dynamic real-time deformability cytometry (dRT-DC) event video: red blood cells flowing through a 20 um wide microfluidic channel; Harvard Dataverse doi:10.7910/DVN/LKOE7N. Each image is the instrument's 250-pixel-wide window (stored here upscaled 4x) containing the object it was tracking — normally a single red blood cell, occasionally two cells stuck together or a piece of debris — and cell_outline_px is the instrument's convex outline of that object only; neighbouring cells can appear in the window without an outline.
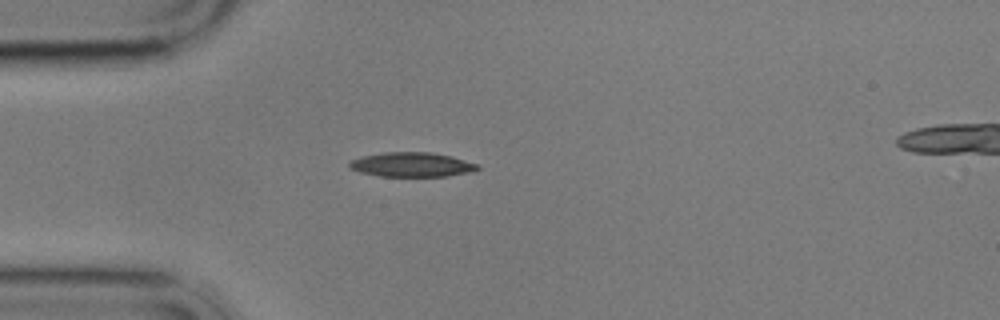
{"species": "common noctule bat (a hibernating species)", "species_latin": "Nyctalus noctula", "temperature_condition": "cold", "stored_images_in_passage": 2, "camera_frame_rate_fps": 3000, "um_per_image_px": 0.085, "animal": {"sex": "male", "body_mass_g": 17.9}, "frame": {"image": 1, "passage_image": 1, "time_ms": 0.0, "image_size_px": [1000, 320], "cell_outline_px": [[480, 168], [472, 172], [448, 176], [380, 176], [360, 172], [348, 168], [348, 164], [352, 160], [360, 156], [384, 152], [432, 152], [452, 156], [476, 164]], "centroid_in_image_um": [34.98, 13.99], "position_along_channel_um": 50.0, "area_um2": 18.32}}